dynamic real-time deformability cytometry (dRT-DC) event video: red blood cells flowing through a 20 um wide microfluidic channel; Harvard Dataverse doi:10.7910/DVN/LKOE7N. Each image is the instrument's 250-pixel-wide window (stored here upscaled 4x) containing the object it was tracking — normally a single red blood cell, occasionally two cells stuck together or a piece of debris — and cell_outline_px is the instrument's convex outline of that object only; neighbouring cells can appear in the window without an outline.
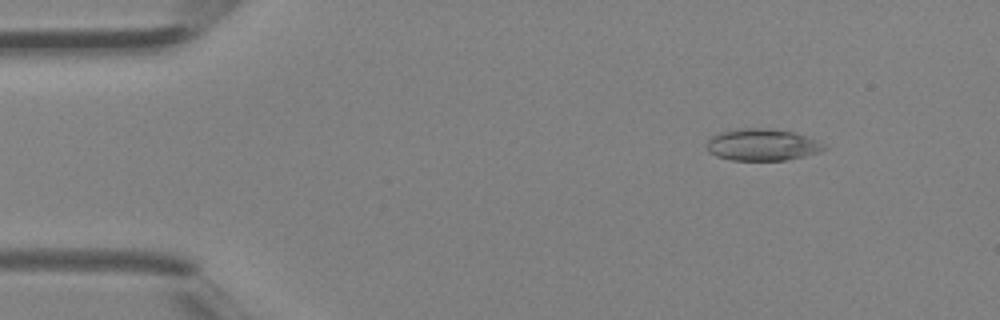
{"species": "Egyptian fruit bat (a non-hibernating species)", "species_latin": "Rousettus aegyptiacus", "temperature_condition": "room temperature", "stored_images_in_passage": 3, "camera_frame_rate_fps": 3000, "um_per_image_px": 0.085, "animal": {"sex": "female"}, "frame": {"image": 1, "passage_image": 1, "time_ms": 0.0, "image_size_px": [1000, 320], "cell_outline_px": [[828, 148], [820, 152], [788, 160], [732, 160], [716, 156], [708, 152], [708, 140], [712, 136], [720, 132], [740, 128], [768, 128], [792, 132], [804, 136]], "centroid_in_image_um": [64.74, 12.31], "position_along_channel_um": 20.3, "area_um2": 21.44}}